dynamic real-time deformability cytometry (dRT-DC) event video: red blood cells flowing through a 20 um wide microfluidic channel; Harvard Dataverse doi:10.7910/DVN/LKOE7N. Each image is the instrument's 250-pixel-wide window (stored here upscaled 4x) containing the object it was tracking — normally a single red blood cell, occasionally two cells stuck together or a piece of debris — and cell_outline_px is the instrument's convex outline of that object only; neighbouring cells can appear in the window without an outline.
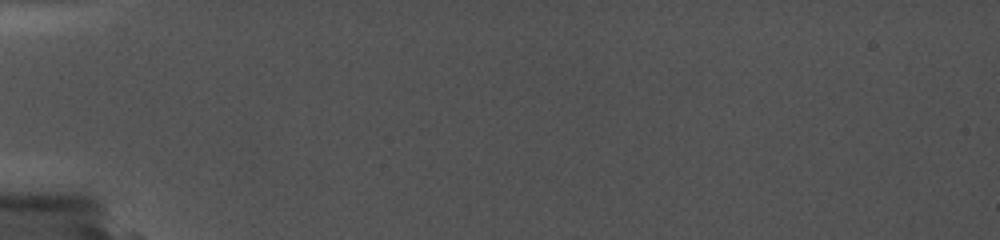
{"species": "common noctule bat (a hibernating species)", "species_latin": "Nyctalus noctula", "temperature_condition": "cold", "stored_images_in_passage": 4, "camera_frame_rate_fps": 5000, "um_per_image_px": 0.085, "animal": {"sex": "female", "body_mass_g": 19.0, "forearm_length_mm": 56.7}, "frame": {"image": 1, "passage_image": 3, "time_ms": 1.8, "image_size_px": [1000, 240], "cell_outline_px": [[688, 132], [684, 136], [660, 140], [640, 140], [528, 136], [520, 132], [520, 128], [528, 124], [660, 128]], "centroid_in_image_um": [51.04, 11.24], "position_along_channel_um": 34.0, "area_um2": 13.7}}